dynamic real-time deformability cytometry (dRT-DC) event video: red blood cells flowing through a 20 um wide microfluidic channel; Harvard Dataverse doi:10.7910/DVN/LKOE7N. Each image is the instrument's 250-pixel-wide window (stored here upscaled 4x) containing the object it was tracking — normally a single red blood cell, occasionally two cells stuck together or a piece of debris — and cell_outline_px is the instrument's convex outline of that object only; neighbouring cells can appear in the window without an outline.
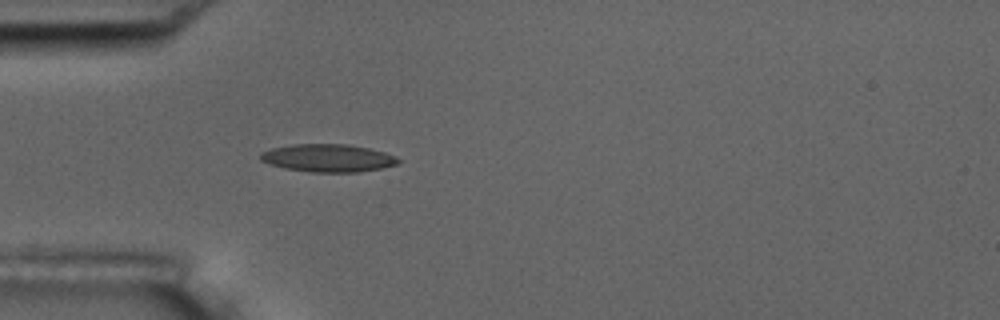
{"species": "common noctule bat (a hibernating species)", "species_latin": "Nyctalus noctula", "temperature_condition": "room temperature", "stored_images_in_passage": 4, "camera_frame_rate_fps": 3000, "um_per_image_px": 0.085, "animal": {"sex": "male", "body_mass_g": 17.5, "forearm_length_mm": 52.3}, "frame": {"image": 1, "passage_image": 4, "time_ms": 3.333, "image_size_px": [1000, 320], "cell_outline_px": [[400, 160], [396, 164], [384, 168], [356, 172], [312, 172], [284, 168], [268, 164], [260, 160], [260, 152], [272, 148], [292, 144], [348, 144], [368, 148], [384, 152], [396, 156]], "centroid_in_image_um": [27.86, 13.43], "position_along_channel_um": 57.1, "area_um2": 22.37}}